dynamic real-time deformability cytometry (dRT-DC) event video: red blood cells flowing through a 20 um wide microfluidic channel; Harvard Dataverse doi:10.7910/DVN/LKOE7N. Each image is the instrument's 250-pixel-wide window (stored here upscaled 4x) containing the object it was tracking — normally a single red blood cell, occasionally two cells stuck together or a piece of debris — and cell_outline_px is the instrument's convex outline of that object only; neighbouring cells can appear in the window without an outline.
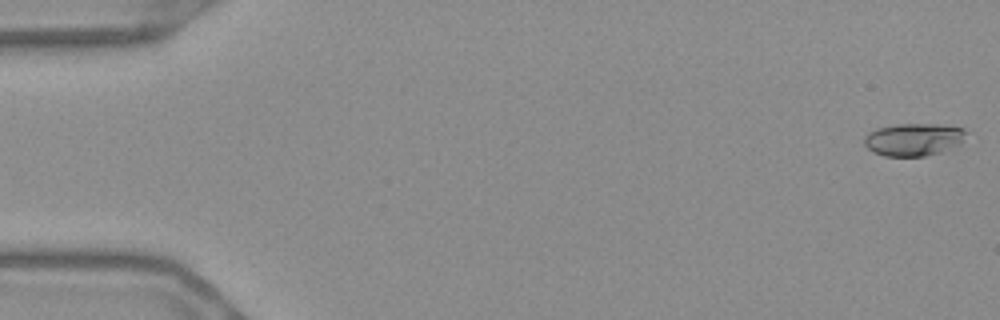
{"species": "Egyptian fruit bat (a non-hibernating species)", "species_latin": "Rousettus aegyptiacus", "temperature_condition": "warm", "stored_images_in_passage": 21, "camera_frame_rate_fps": 3000, "um_per_image_px": 0.085, "frame": {"image": 1, "passage_image": 1, "time_ms": 0.0, "image_size_px": [1000, 320], "cell_outline_px": [[968, 132], [956, 144], [940, 152], [924, 156], [884, 156], [872, 152], [864, 144], [864, 136], [868, 132], [876, 128], [896, 124], [936, 124], [964, 128]], "centroid_in_image_um": [77.58, 11.84], "position_along_channel_um": 7.4, "area_um2": 19.19}}
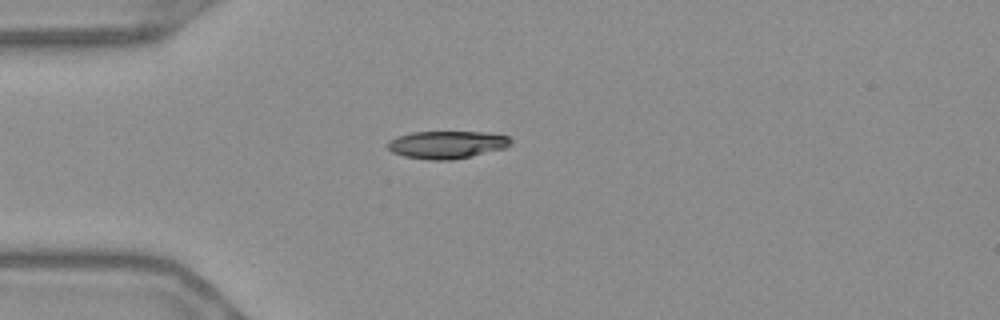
{"frame": {"image": 2, "passage_image": 15, "time_ms": 4.667, "image_size_px": [1000, 320], "cell_outline_px": [[512, 144], [508, 148], [452, 160], [432, 160], [404, 156], [392, 152], [388, 148], [388, 140], [396, 136], [412, 132], [488, 132], [508, 136], [512, 140]], "centroid_in_image_um": [38.02, 12.29], "position_along_channel_um": 47.0, "area_um2": 20.0}}
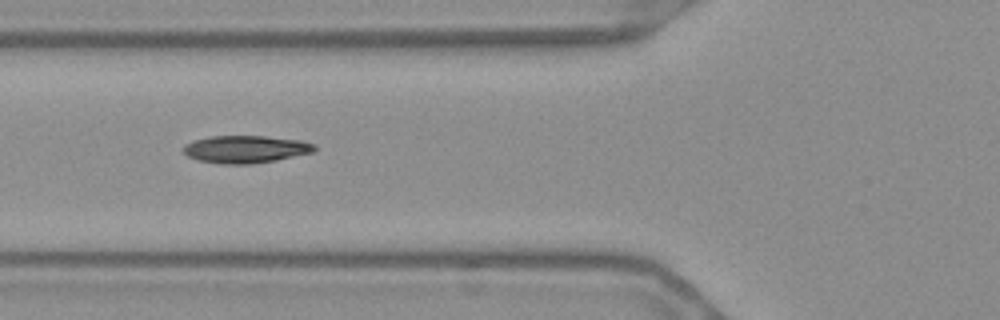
{"frame": {"image": 3, "passage_image": 21, "time_ms": 6.667, "image_size_px": [1000, 320], "cell_outline_px": [[316, 148], [312, 152], [276, 160], [252, 164], [220, 164], [196, 160], [188, 156], [180, 148], [184, 144], [192, 140], [208, 136], [264, 136], [300, 140], [316, 144]], "centroid_in_image_um": [20.81, 12.68], "position_along_channel_um": 105.0, "area_um2": 21.21}}